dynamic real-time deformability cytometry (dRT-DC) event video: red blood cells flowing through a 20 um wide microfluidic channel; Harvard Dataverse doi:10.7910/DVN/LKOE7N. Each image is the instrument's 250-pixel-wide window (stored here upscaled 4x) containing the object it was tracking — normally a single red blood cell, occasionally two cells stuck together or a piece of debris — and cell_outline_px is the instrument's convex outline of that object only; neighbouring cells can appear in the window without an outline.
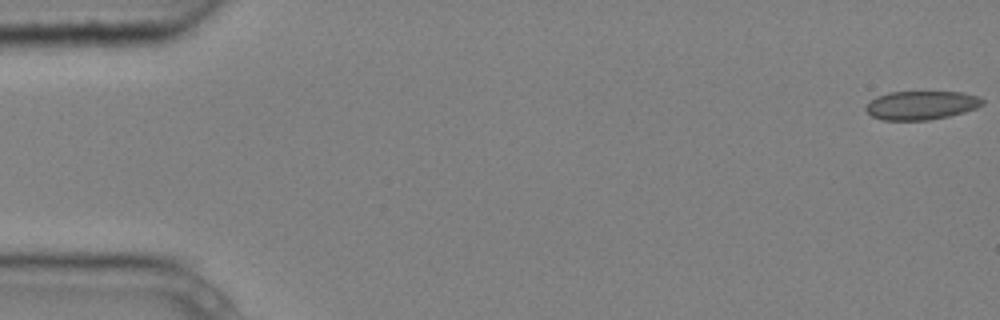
{"species": "common noctule bat (a hibernating species)", "species_latin": "Nyctalus noctula", "temperature_condition": "cold", "stored_images_in_passage": 5, "camera_frame_rate_fps": 3000, "um_per_image_px": 0.085, "animal": {"sex": "male", "body_mass_g": 20.4}, "frame": {"image": 1, "passage_image": 1, "time_ms": 0.0, "image_size_px": [1000, 320], "cell_outline_px": [[984, 104], [976, 108], [964, 112], [948, 116], [928, 120], [880, 120], [872, 116], [864, 108], [876, 96], [888, 92], [964, 92], [976, 96], [984, 100]], "centroid_in_image_um": [78.3, 8.94], "position_along_channel_um": 6.7, "area_um2": 19.48}}
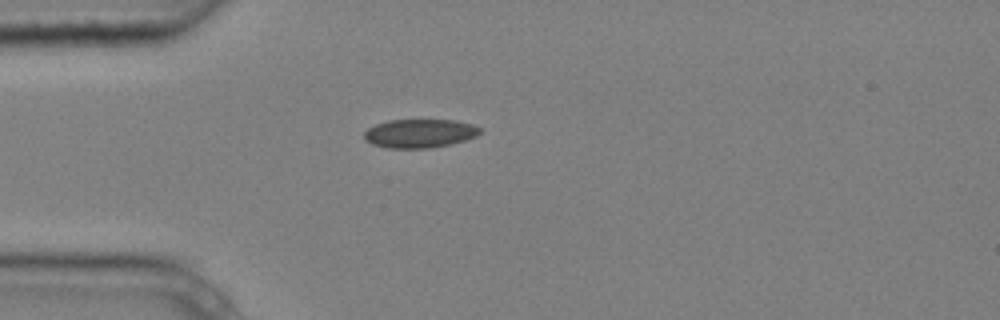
{"frame": {"image": 2, "passage_image": 5, "time_ms": 1.333, "image_size_px": [1000, 320], "cell_outline_px": [[480, 132], [476, 136], [452, 144], [428, 148], [388, 148], [372, 144], [364, 140], [364, 132], [368, 128], [376, 124], [388, 120], [456, 120], [472, 124], [480, 128]], "centroid_in_image_um": [35.65, 11.34], "position_along_channel_um": 49.4, "area_um2": 19.36}}